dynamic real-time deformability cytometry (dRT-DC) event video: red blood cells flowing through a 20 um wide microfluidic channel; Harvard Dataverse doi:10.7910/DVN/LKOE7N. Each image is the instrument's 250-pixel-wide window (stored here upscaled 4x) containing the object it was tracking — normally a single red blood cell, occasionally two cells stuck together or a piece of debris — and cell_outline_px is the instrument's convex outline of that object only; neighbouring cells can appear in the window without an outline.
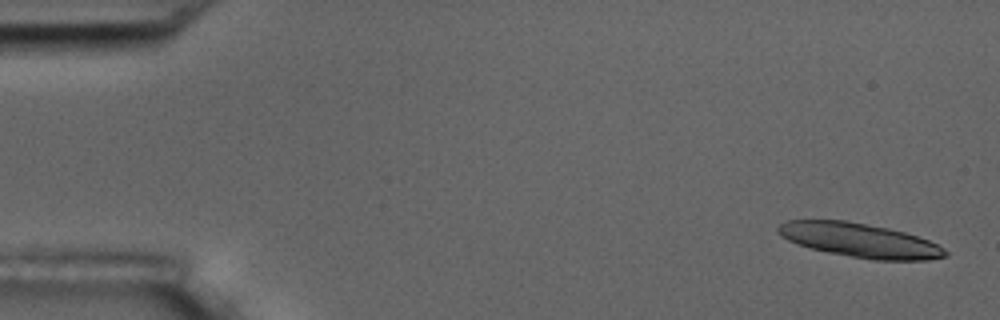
{"species": "common noctule bat (a hibernating species)", "species_latin": "Nyctalus noctula", "temperature_condition": "room temperature", "stored_images_in_passage": 16, "camera_frame_rate_fps": 3000, "um_per_image_px": 0.085, "animal": {"sex": "male", "body_mass_g": 17.5, "forearm_length_mm": 52.3}, "frame": {"image": 1, "passage_image": 2, "time_ms": 0.333, "image_size_px": [1000, 320], "cell_outline_px": [[948, 256], [928, 260], [872, 260], [828, 252], [796, 244], [780, 236], [776, 228], [780, 224], [788, 220], [844, 220], [888, 228], [904, 232], [928, 240], [944, 248], [948, 252]], "centroid_in_image_um": [73.07, 20.43], "position_along_channel_um": 11.9, "area_um2": 33.12}}